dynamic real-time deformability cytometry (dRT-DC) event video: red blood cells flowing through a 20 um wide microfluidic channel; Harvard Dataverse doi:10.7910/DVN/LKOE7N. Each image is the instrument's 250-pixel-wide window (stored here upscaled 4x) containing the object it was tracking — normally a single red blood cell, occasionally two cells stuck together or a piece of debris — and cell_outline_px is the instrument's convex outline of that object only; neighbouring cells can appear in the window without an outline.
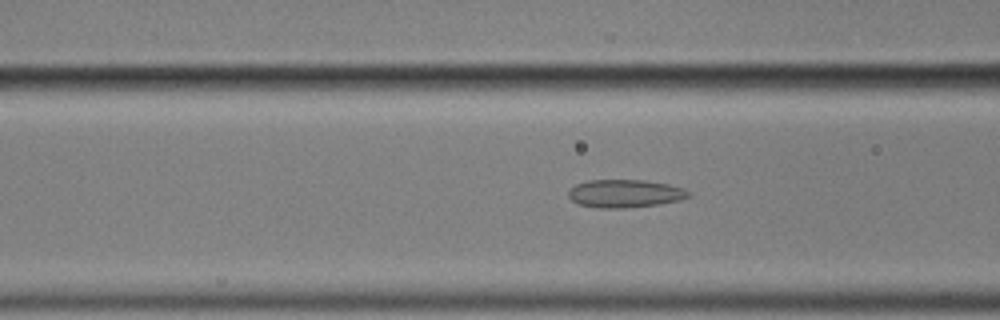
{"species": "common noctule bat (a hibernating species)", "species_latin": "Nyctalus noctula", "temperature_condition": "cold", "stored_images_in_passage": 54, "camera_frame_rate_fps": 3000, "um_per_image_px": 0.085, "animal": {"sex": "male", "body_mass_g": 17.9}, "frame": {"image": 1, "passage_image": 20, "time_ms": 6.333, "image_size_px": [1000, 320], "cell_outline_px": [[692, 196], [680, 200], [656, 204], [624, 208], [596, 208], [576, 204], [568, 196], [568, 192], [576, 184], [588, 180], [644, 180], [668, 184], [684, 188], [692, 192]], "centroid_in_image_um": [53.13, 16.45], "position_along_channel_um": 113.5, "area_um2": 19.71}}
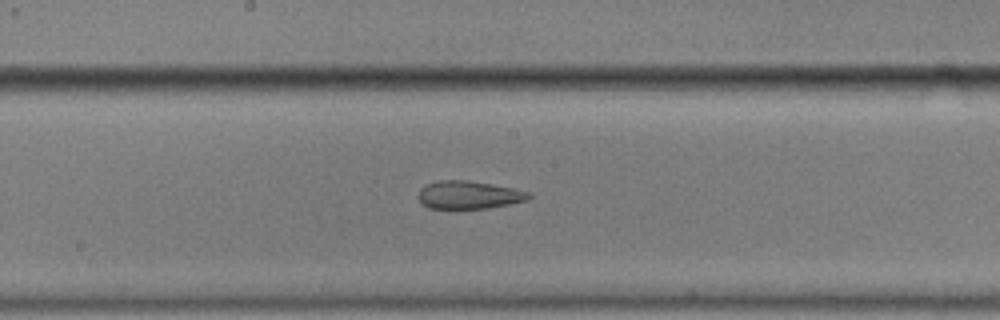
{"frame": {"image": 2, "passage_image": 28, "time_ms": 9.0, "image_size_px": [1000, 320], "cell_outline_px": [[532, 196], [528, 200], [488, 208], [428, 208], [420, 204], [416, 196], [420, 188], [428, 184], [440, 180], [464, 180], [512, 188], [528, 192]], "centroid_in_image_um": [39.78, 16.58], "position_along_channel_um": 208.4, "area_um2": 17.86}}
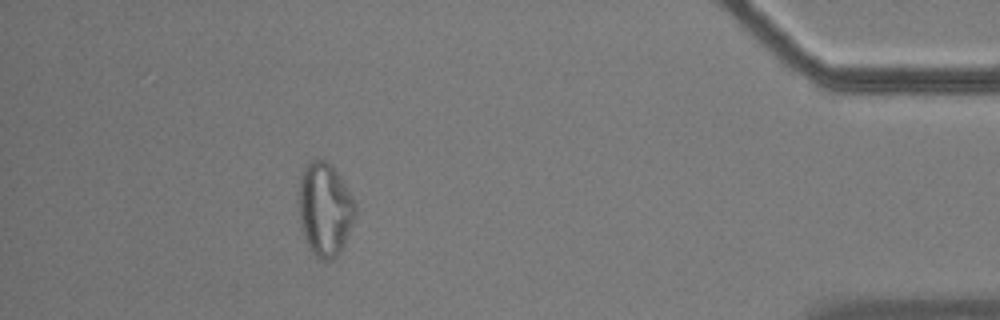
{"frame": {"image": 3, "passage_image": 49, "time_ms": 16.0, "image_size_px": [1000, 320], "cell_outline_px": [[356, 212], [344, 248], [332, 260], [320, 260], [308, 248], [300, 228], [296, 196], [300, 172], [304, 164], [308, 160], [324, 160], [332, 164], [336, 168], [352, 196], [356, 204]], "centroid_in_image_um": [27.56, 17.76], "position_along_channel_um": 407.6, "area_um2": 32.08}, "authors_computed_cell_mechanics": {"area_um2": 20.7791, "velocity_mm_per_s": 3.5541, "shape_relaxation_time_tau1_ms": null, "shape_relaxation_time_tau2_ms": 1.6577, "deformation_change_tau1": null, "deformation_change_tau2": 0.0875}}